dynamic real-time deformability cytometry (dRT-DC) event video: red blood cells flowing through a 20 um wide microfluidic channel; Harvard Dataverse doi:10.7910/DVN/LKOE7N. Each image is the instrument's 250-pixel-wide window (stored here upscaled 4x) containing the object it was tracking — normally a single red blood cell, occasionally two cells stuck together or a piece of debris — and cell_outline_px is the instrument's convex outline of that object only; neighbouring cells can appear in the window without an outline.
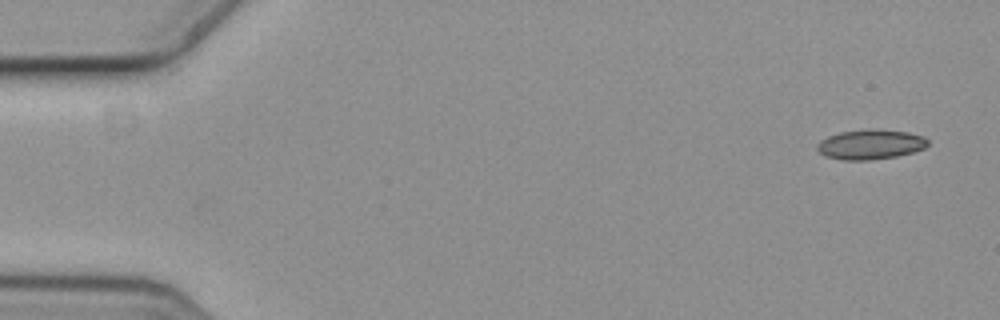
{"species": "common noctule bat (a hibernating species)", "species_latin": "Nyctalus noctula", "temperature_condition": "cold", "stored_images_in_passage": 6, "camera_frame_rate_fps": 3000, "um_per_image_px": 0.085, "animal": {"sex": "female", "body_mass_g": 19.3, "forearm_length_mm": 54.1}, "frame": {"image": 1, "passage_image": 6, "time_ms": 1.667, "image_size_px": [1000, 320], "cell_outline_px": [[928, 144], [924, 148], [912, 152], [896, 156], [872, 160], [840, 160], [824, 156], [816, 148], [816, 144], [820, 140], [828, 136], [840, 132], [868, 128], [880, 128], [908, 132], [924, 136], [928, 140]], "centroid_in_image_um": [73.97, 12.26], "position_along_channel_um": 11.0, "area_um2": 19.59}}